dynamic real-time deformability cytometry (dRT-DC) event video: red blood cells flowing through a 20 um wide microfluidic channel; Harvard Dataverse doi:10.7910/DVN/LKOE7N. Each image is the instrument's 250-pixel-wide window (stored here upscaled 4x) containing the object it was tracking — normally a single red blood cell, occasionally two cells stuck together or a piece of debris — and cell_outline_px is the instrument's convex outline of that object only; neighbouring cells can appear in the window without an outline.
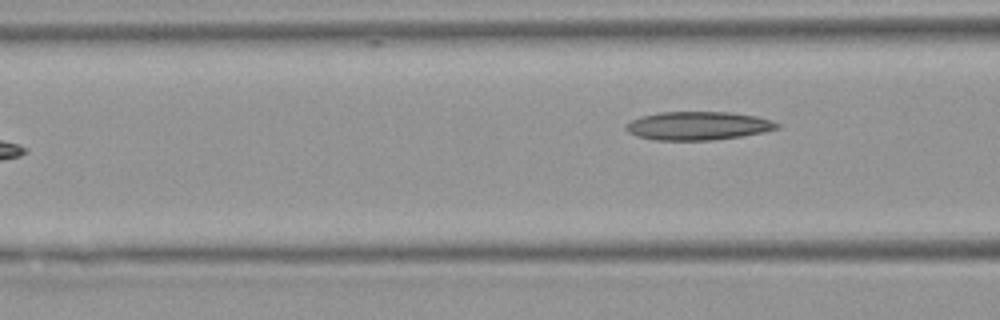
{"species": "Egyptian fruit bat (a non-hibernating species)", "species_latin": "Rousettus aegyptiacus", "temperature_condition": "warm", "stored_images_in_passage": 3, "camera_frame_rate_fps": 3000, "um_per_image_px": 0.085, "animal": {"sex": "female"}, "frame": {"image": 1, "passage_image": 3, "time_ms": 2.667, "image_size_px": [1000, 320], "cell_outline_px": [[780, 128], [764, 132], [740, 136], [712, 140], [652, 140], [636, 136], [628, 132], [624, 128], [624, 124], [640, 116], [660, 112], [732, 112], [756, 116], [772, 120], [780, 124]], "centroid_in_image_um": [59.31, 10.69], "position_along_channel_um": 107.3, "area_um2": 25.26}}